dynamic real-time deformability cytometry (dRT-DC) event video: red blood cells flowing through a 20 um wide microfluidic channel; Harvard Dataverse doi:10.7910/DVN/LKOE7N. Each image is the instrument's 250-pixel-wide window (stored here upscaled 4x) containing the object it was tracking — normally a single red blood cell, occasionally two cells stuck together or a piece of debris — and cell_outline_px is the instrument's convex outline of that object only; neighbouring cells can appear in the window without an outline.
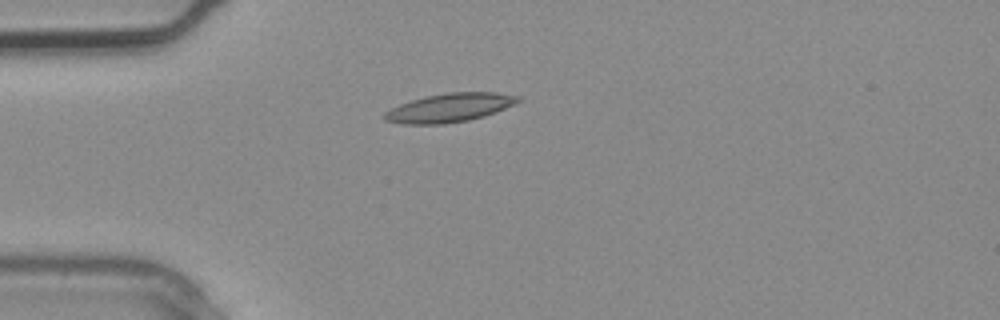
{"species": "common noctule bat (a hibernating species)", "species_latin": "Nyctalus noctula", "temperature_condition": "warm", "stored_images_in_passage": 2, "camera_frame_rate_fps": 3000, "um_per_image_px": 0.085, "animal": {"sex": "male", "body_mass_g": 20.4}, "frame": {"image": 1, "passage_image": 2, "time_ms": 0.333, "image_size_px": [1000, 320], "cell_outline_px": [[524, 100], [516, 104], [496, 112], [484, 116], [468, 120], [444, 124], [404, 124], [384, 120], [384, 112], [400, 104], [412, 100], [428, 96], [448, 92], [496, 92], [520, 96]], "centroid_in_image_um": [38.28, 9.15], "position_along_channel_um": 46.7, "area_um2": 22.37}}